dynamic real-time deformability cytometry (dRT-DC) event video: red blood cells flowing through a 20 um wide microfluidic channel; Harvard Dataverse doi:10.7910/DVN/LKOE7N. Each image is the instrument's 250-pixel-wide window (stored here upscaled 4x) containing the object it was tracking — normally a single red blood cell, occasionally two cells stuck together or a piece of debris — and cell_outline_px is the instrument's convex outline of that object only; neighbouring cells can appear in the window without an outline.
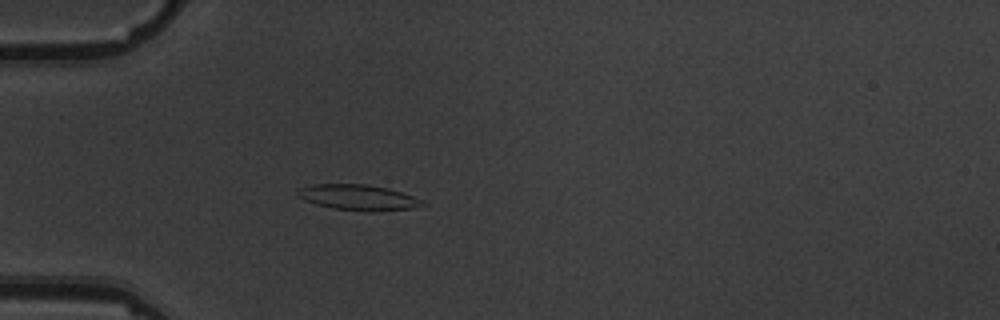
{"species": "common noctule bat (a hibernating species)", "species_latin": "Nyctalus noctula", "temperature_condition": "warm", "stored_images_in_passage": 3, "camera_frame_rate_fps": 3000, "um_per_image_px": 0.085, "animal": {"sex": "male", "body_mass_g": 19.5, "forearm_length_mm": 54.6}, "frame": {"image": 1, "passage_image": 3, "time_ms": 2.333, "image_size_px": [1000, 320], "cell_outline_px": [[428, 204], [412, 208], [372, 212], [368, 212], [332, 208], [316, 204], [304, 200], [296, 196], [300, 188], [312, 184], [364, 184], [388, 188], [412, 196]], "centroid_in_image_um": [30.43, 16.79], "position_along_channel_um": 54.6, "area_um2": 18.55}}